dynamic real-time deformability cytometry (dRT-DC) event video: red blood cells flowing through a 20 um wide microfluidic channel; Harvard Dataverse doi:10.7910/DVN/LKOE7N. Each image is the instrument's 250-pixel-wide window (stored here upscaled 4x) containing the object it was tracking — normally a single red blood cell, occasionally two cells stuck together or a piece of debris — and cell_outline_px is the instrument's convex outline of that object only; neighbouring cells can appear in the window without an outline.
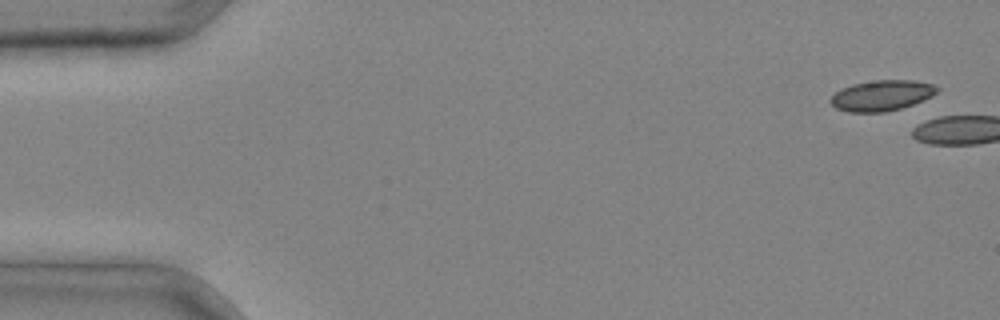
{"species": "common noctule bat (a hibernating species)", "species_latin": "Nyctalus noctula", "temperature_condition": "cold", "stored_images_in_passage": 5, "camera_frame_rate_fps": 3000, "um_per_image_px": 0.085, "animal": {"sex": "male", "body_mass_g": 20.4}, "frame": {"image": 1, "passage_image": 1, "time_ms": 0.0, "image_size_px": [1000, 320], "cell_outline_px": [[940, 88], [932, 96], [912, 104], [900, 108], [884, 112], [848, 112], [836, 108], [828, 100], [840, 88], [852, 84], [872, 80], [912, 80], [932, 84]], "centroid_in_image_um": [74.91, 8.11], "position_along_channel_um": 10.1, "area_um2": 18.96}}
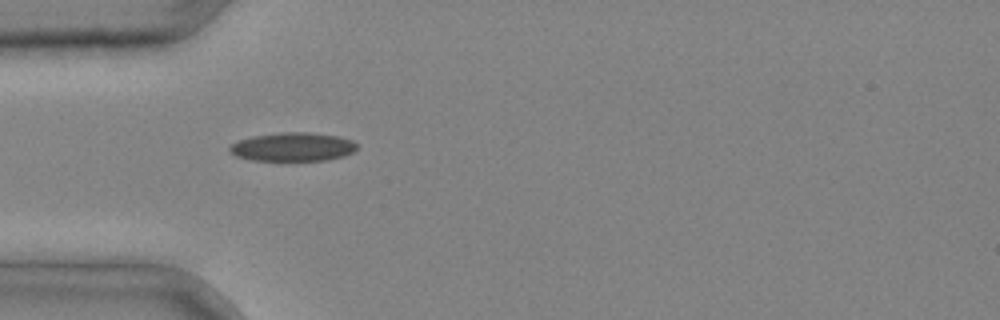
{"frame": {"image": 2, "passage_image": 4, "time_ms": 1.0, "image_size_px": [1000, 320], "cell_outline_px": [[356, 148], [352, 152], [344, 156], [328, 160], [252, 160], [236, 156], [228, 152], [228, 148], [232, 144], [240, 140], [252, 136], [280, 132], [308, 132], [340, 136], [352, 140], [356, 144]], "centroid_in_image_um": [24.88, 12.48], "position_along_channel_um": 60.1, "area_um2": 21.27}}